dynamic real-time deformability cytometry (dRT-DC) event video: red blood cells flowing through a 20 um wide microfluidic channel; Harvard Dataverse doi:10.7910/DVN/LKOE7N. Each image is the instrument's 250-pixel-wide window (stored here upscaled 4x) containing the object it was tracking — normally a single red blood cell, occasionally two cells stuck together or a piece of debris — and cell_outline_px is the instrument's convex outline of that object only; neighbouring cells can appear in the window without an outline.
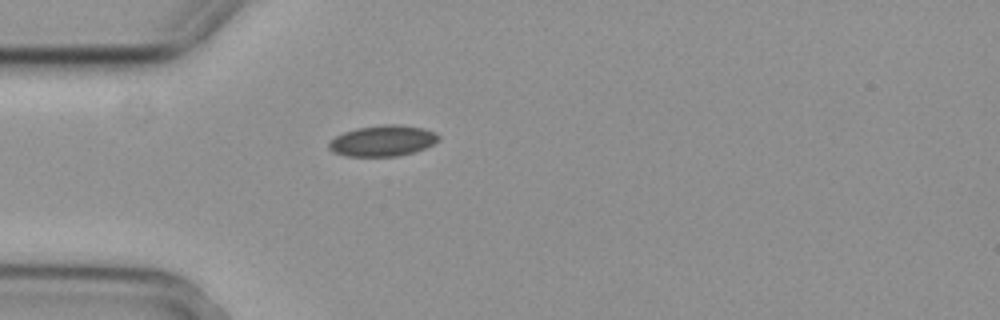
{"species": "common noctule bat (a hibernating species)", "species_latin": "Nyctalus noctula", "temperature_condition": "cold", "stored_images_in_passage": 1, "camera_frame_rate_fps": 3000, "um_per_image_px": 0.085, "animal": {"sex": "female", "body_mass_g": 29.2, "forearm_length_mm": 56.3}, "frame": {"image": 1, "passage_image": 1, "time_ms": 0.0, "image_size_px": [1000, 320], "cell_outline_px": [[440, 140], [424, 148], [412, 152], [396, 156], [344, 156], [332, 152], [328, 148], [328, 144], [336, 136], [344, 132], [356, 128], [380, 124], [396, 124], [424, 128], [436, 132], [440, 136]], "centroid_in_image_um": [32.53, 11.95], "position_along_channel_um": 52.5, "area_um2": 19.83}}